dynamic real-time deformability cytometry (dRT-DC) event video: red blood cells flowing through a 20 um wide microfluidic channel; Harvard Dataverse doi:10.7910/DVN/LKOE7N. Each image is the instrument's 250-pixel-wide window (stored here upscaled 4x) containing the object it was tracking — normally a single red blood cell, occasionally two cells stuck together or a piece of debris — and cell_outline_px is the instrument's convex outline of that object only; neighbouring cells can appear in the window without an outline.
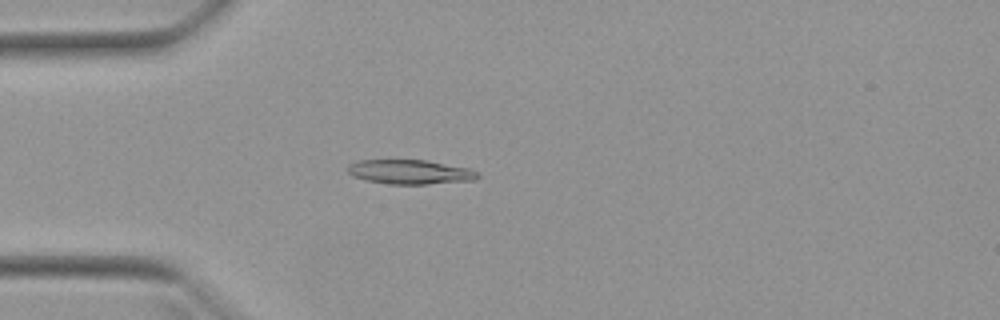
{"species": "Egyptian fruit bat (a non-hibernating species)", "species_latin": "Rousettus aegyptiacus", "temperature_condition": "warm", "stored_images_in_passage": 32, "camera_frame_rate_fps": 3000, "um_per_image_px": 0.085, "animal": {"sex": "female"}, "frame": {"image": 1, "passage_image": 6, "time_ms": 1.667, "image_size_px": [1000, 320], "cell_outline_px": [[480, 176], [476, 180], [428, 184], [388, 184], [368, 180], [352, 176], [348, 172], [348, 164], [360, 160], [424, 160], [468, 168], [476, 172]], "centroid_in_image_um": [34.85, 14.62], "position_along_channel_um": 50.2, "area_um2": 18.32}}
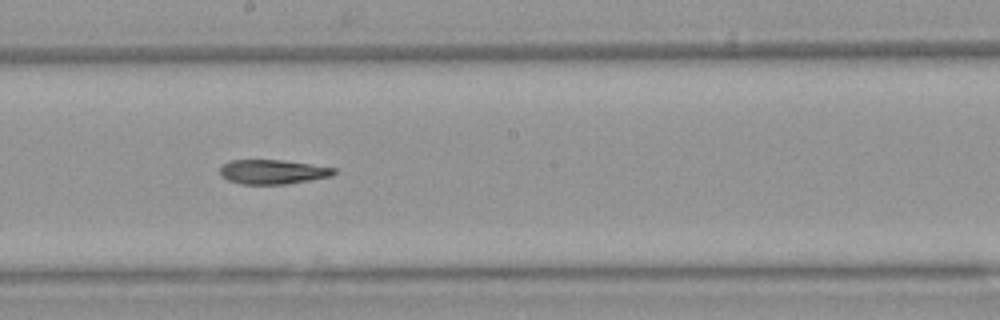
{"frame": {"image": 2, "passage_image": 20, "time_ms": 6.333, "image_size_px": [1000, 320], "cell_outline_px": [[336, 172], [332, 176], [288, 184], [240, 184], [228, 180], [220, 176], [220, 168], [224, 164], [232, 160], [284, 160], [336, 168]], "centroid_in_image_um": [23.19, 14.61], "position_along_channel_um": 225.0, "area_um2": 16.24}}
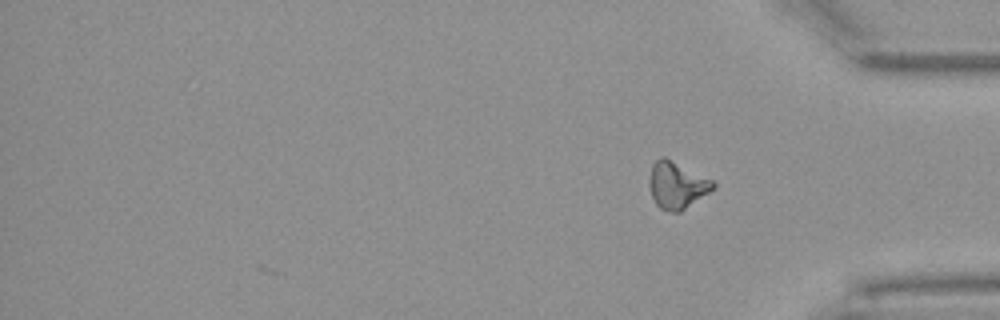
{"frame": {"image": 3, "passage_image": 32, "time_ms": 10.333, "image_size_px": [1000, 320], "cell_outline_px": [[716, 188], [680, 212], [672, 212], [660, 208], [656, 204], [652, 196], [648, 184], [648, 176], [652, 164], [660, 156], [664, 156], [712, 180], [716, 184]], "centroid_in_image_um": [57.51, 15.73], "position_along_channel_um": 377.7, "area_um2": 17.51}}